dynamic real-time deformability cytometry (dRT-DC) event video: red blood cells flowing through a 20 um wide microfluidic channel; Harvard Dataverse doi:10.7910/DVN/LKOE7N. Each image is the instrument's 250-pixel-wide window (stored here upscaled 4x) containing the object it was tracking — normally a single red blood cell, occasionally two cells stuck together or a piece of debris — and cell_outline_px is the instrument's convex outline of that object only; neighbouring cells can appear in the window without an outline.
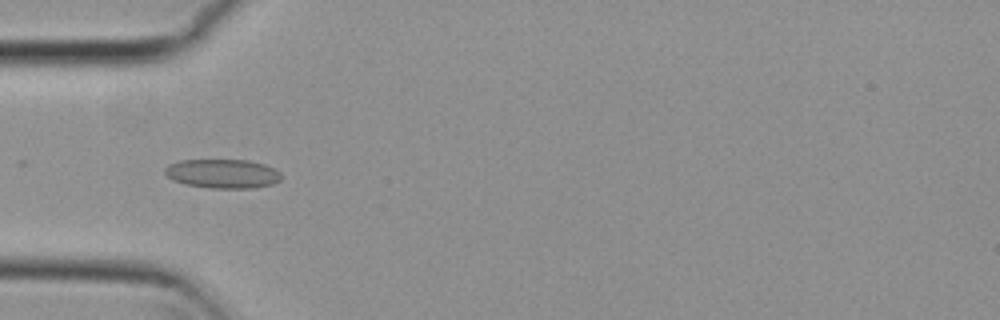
{"species": "common noctule bat (a hibernating species)", "species_latin": "Nyctalus noctula", "temperature_condition": "cold", "stored_images_in_passage": 18, "camera_frame_rate_fps": 3000, "um_per_image_px": 0.085, "animal": {"sex": "female", "body_mass_g": 29.2, "forearm_length_mm": 56.3}, "frame": {"image": 1, "passage_image": 15, "time_ms": 4.667, "image_size_px": [1000, 320], "cell_outline_px": [[280, 180], [272, 184], [252, 188], [208, 188], [184, 184], [172, 180], [164, 172], [164, 168], [168, 164], [180, 160], [248, 160], [264, 164], [280, 172]], "centroid_in_image_um": [18.88, 14.76], "position_along_channel_um": 66.1, "area_um2": 19.77}}
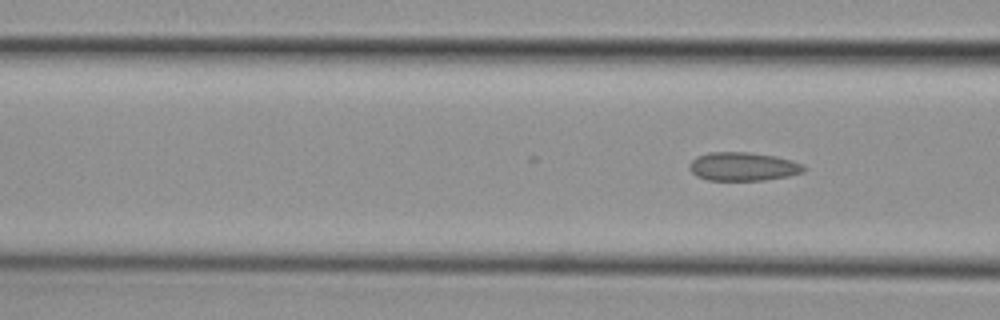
{"frame": {"image": 2, "passage_image": 18, "time_ms": 5.667, "image_size_px": [1000, 320], "cell_outline_px": [[808, 168], [804, 172], [788, 176], [764, 180], [708, 180], [696, 176], [688, 168], [688, 164], [696, 156], [708, 152], [748, 152], [776, 156], [792, 160], [804, 164]], "centroid_in_image_um": [63.17, 14.15], "position_along_channel_um": 103.4, "area_um2": 19.31}}